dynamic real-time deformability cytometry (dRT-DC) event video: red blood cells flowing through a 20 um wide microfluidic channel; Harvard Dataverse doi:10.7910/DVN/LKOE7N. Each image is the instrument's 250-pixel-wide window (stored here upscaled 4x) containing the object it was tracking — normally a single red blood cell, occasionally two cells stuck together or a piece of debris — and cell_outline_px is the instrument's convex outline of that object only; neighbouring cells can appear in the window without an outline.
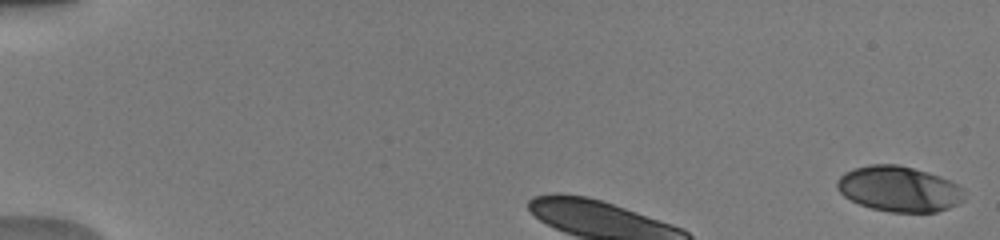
{"species": "human", "species_latin": "Homo sapiens", "temperature_condition": "warm", "stored_images_in_passage": 6, "camera_frame_rate_fps": 3000, "um_per_image_px": 0.085, "donor": {"sex": "male"}, "frame": {"image": 1, "passage_image": 1, "time_ms": 0.0, "image_size_px": [1000, 240], "cell_outline_px": [[964, 200], [948, 208], [936, 212], [888, 212], [872, 208], [860, 204], [844, 196], [836, 188], [836, 180], [844, 172], [852, 168], [868, 164], [896, 164], [928, 172], [940, 176], [964, 188]], "centroid_in_image_um": [76.39, 16.05], "position_along_channel_um": 8.6, "area_um2": 33.81}}